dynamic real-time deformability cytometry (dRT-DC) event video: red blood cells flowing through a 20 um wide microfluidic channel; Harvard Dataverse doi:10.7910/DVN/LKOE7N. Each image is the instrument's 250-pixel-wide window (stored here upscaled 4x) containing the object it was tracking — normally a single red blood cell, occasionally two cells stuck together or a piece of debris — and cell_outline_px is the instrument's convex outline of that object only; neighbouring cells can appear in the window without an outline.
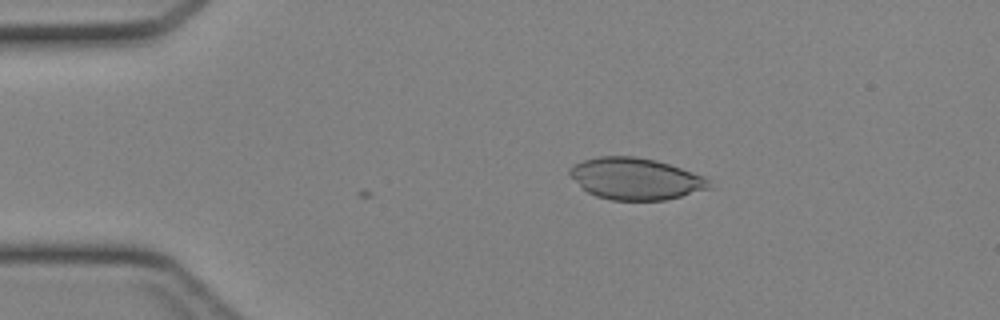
{"species": "Egyptian fruit bat (a non-hibernating species)", "species_latin": "Rousettus aegyptiacus", "temperature_condition": "cold", "stored_images_in_passage": 8, "camera_frame_rate_fps": 3000, "um_per_image_px": 0.085, "animal": {"sex": "female"}, "frame": {"image": 1, "passage_image": 8, "time_ms": 2.333, "image_size_px": [1000, 320], "cell_outline_px": [[712, 188], [664, 200], [612, 200], [596, 196], [588, 192], [568, 172], [568, 168], [572, 164], [584, 160], [600, 156], [636, 156], [656, 160], [704, 176], [708, 180]], "centroid_in_image_um": [54.02, 15.18], "position_along_channel_um": 31.0, "area_um2": 33.58}}